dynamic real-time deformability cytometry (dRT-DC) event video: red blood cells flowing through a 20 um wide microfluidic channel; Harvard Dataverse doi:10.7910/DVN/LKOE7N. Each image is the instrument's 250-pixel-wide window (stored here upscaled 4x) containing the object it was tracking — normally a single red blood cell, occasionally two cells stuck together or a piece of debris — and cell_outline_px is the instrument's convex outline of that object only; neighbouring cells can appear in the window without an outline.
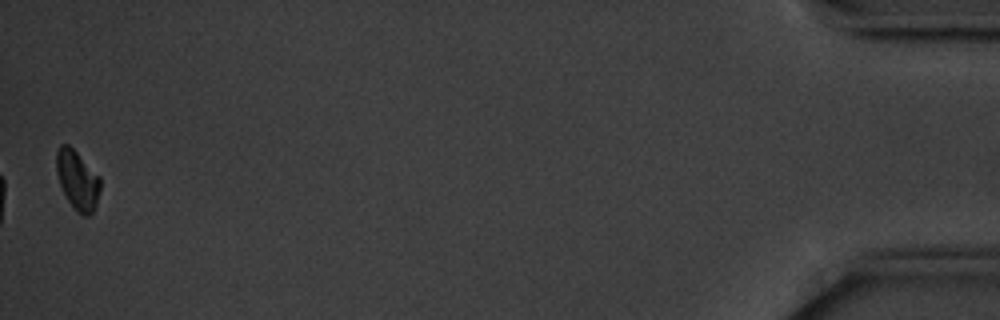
{"species": "common noctule bat (a hibernating species)", "species_latin": "Nyctalus noctula", "temperature_condition": "cold", "stored_images_in_passage": 41, "camera_frame_rate_fps": 3000, "um_per_image_px": 0.085, "animal": {"sex": "male", "body_mass_g": 20.1, "forearm_length_mm": 53.5}, "frame": {"image": 1, "passage_image": 41, "time_ms": 13.333, "image_size_px": [1000, 320], "cell_outline_px": [[100, 188], [96, 204], [92, 212], [88, 216], [84, 216], [76, 212], [68, 200], [60, 184], [56, 172], [56, 152], [60, 144], [68, 144], [100, 176]], "centroid_in_image_um": [6.57, 15.3], "position_along_channel_um": 428.6, "area_um2": 15.03}, "authors_computed_cell_mechanics": {"area_um2": 16.7042, "velocity_mm_per_s": 3.5253, "shape_relaxation_time_tau1_ms": 1.8344, "shape_relaxation_time_tau2_ms": null, "deformation_change_tau1": 0.0846, "deformation_change_tau2": null}}